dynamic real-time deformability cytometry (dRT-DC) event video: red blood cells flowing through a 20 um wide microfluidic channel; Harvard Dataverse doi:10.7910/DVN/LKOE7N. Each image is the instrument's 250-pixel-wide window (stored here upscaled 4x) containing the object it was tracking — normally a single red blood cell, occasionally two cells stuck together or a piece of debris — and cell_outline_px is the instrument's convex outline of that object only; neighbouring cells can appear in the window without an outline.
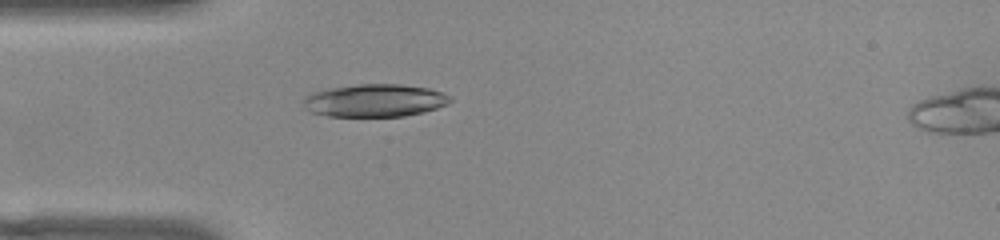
{"species": "common noctule bat (a hibernating species)", "species_latin": "Nyctalus noctula", "temperature_condition": "warm", "stored_images_in_passage": 53, "camera_frame_rate_fps": 3000, "um_per_image_px": 0.085, "animal": {"sex": "female", "body_mass_g": 22.0, "forearm_length_mm": 56.7}, "frame": {"image": 1, "passage_image": 15, "time_ms": 4.667, "image_size_px": [1000, 240], "cell_outline_px": [[452, 100], [448, 104], [424, 112], [404, 116], [328, 116], [312, 112], [304, 108], [300, 100], [308, 92], [328, 88], [360, 84], [400, 84], [428, 88], [452, 96]], "centroid_in_image_um": [31.8, 8.53], "position_along_channel_um": 53.2, "area_um2": 28.32}}
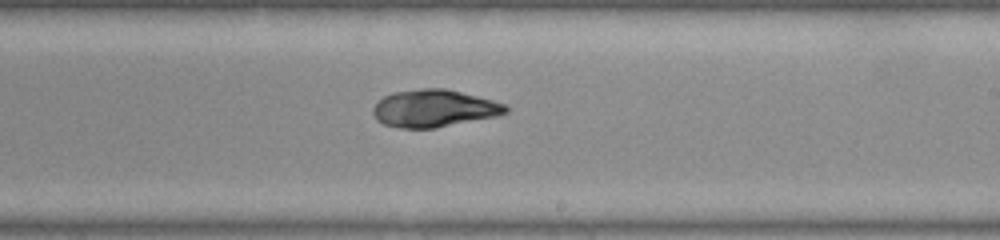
{"frame": {"image": 2, "passage_image": 31, "time_ms": 10.0, "image_size_px": [1000, 240], "cell_outline_px": [[508, 112], [500, 116], [436, 128], [400, 128], [384, 124], [376, 120], [372, 112], [372, 108], [384, 96], [392, 92], [420, 88], [444, 88], [508, 104]], "centroid_in_image_um": [36.92, 9.22], "position_along_channel_um": 252.1, "area_um2": 29.13}}
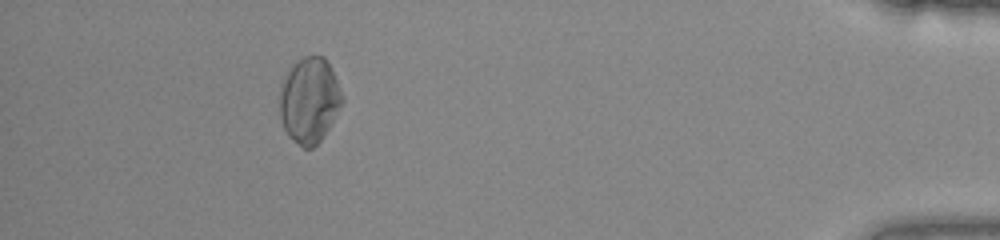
{"frame": {"image": 3, "passage_image": 48, "time_ms": 15.667, "image_size_px": [1000, 240], "cell_outline_px": [[344, 100], [324, 136], [312, 148], [304, 148], [292, 140], [288, 136], [284, 128], [280, 116], [280, 84], [288, 68], [296, 60], [304, 56], [324, 56], [328, 60], [332, 68], [344, 96]], "centroid_in_image_um": [26.29, 8.49], "position_along_channel_um": 408.9, "area_um2": 31.56}, "authors_computed_cell_mechanics": {"area_um2": 29.2468, "velocity_mm_per_s": 3.8348, "shape_relaxation_time_tau1_ms": 6.9652, "shape_relaxation_time_tau2_ms": 2.1095, "deformation_change_tau1": 0.2141, "deformation_change_tau2": 0.063}}